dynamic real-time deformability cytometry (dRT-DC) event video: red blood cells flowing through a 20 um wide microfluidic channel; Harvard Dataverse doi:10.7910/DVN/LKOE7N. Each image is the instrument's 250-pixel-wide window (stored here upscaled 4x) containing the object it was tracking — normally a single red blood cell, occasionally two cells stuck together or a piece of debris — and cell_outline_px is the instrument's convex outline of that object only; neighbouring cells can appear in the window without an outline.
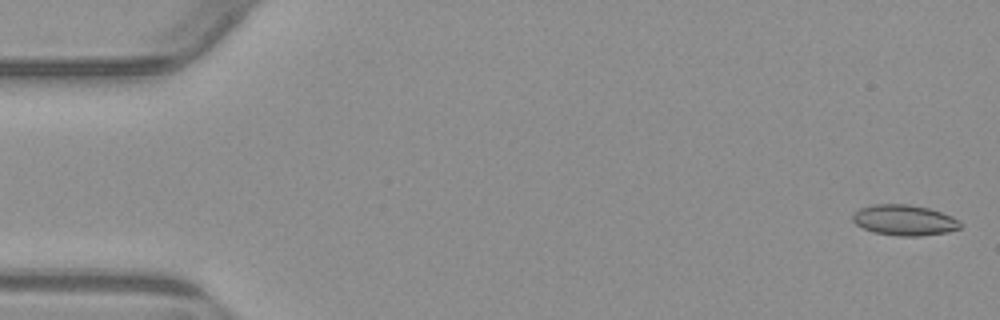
{"species": "common noctule bat (a hibernating species)", "species_latin": "Nyctalus noctula", "temperature_condition": "warm", "stored_images_in_passage": 55, "camera_frame_rate_fps": 3000, "um_per_image_px": 0.085, "animal": {"sex": "male", "body_mass_g": 23.1, "forearm_length_mm": 52.7}, "frame": {"image": 1, "passage_image": 2, "time_ms": 0.333, "image_size_px": [1000, 320], "cell_outline_px": [[960, 228], [948, 232], [920, 236], [896, 236], [872, 232], [856, 224], [852, 220], [852, 212], [860, 208], [872, 204], [908, 204], [928, 208], [952, 216], [960, 220]], "centroid_in_image_um": [76.84, 18.71], "position_along_channel_um": 8.2, "area_um2": 19.36}}
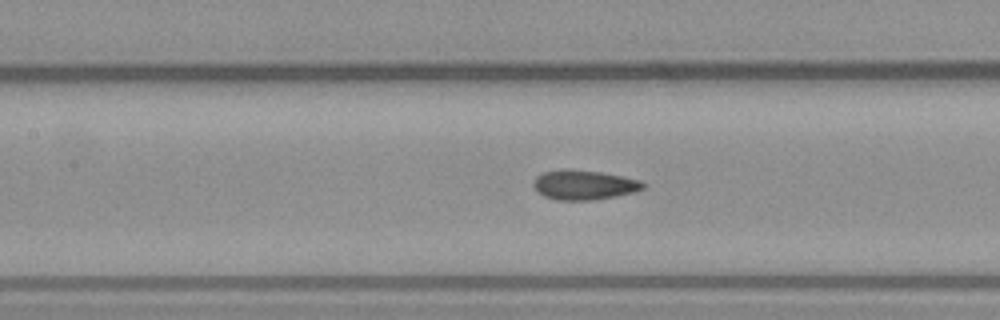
{"frame": {"image": 2, "passage_image": 25, "time_ms": 8.0, "image_size_px": [1000, 320], "cell_outline_px": [[648, 184], [644, 188], [636, 192], [616, 196], [592, 200], [556, 200], [544, 196], [532, 184], [536, 176], [544, 172], [560, 168], [568, 168], [600, 172], [624, 176], [640, 180]], "centroid_in_image_um": [49.67, 15.7], "position_along_channel_um": 157.7, "area_um2": 19.19}}
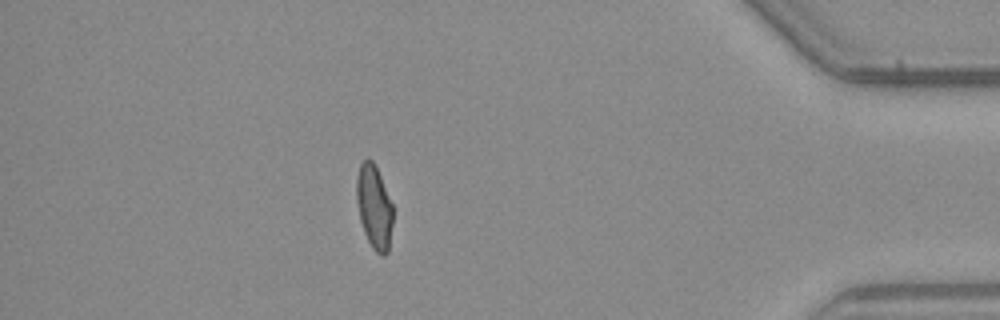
{"frame": {"image": 3, "passage_image": 48, "time_ms": 15.667, "image_size_px": [1000, 320], "cell_outline_px": [[392, 224], [388, 252], [384, 256], [380, 256], [372, 248], [364, 232], [360, 220], [356, 200], [356, 180], [360, 164], [368, 156], [372, 160], [380, 176], [392, 204]], "centroid_in_image_um": [31.79, 17.6], "position_along_channel_um": 403.4, "area_um2": 17.69}, "authors_computed_cell_mechanics": {"area_um2": 18.6694, "velocity_mm_per_s": 3.8383, "shape_relaxation_time_tau1_ms": null, "shape_relaxation_time_tau2_ms": 1.6066, "deformation_change_tau1": null, "deformation_change_tau2": 0.0715}}